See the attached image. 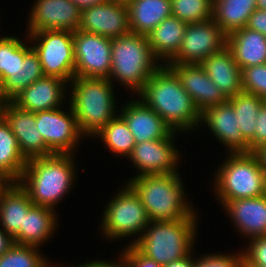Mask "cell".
<instances>
[{
  "label": "cell",
  "instance_id": "11",
  "mask_svg": "<svg viewBox=\"0 0 266 267\" xmlns=\"http://www.w3.org/2000/svg\"><path fill=\"white\" fill-rule=\"evenodd\" d=\"M73 43L75 77L109 79L112 39L78 29L73 32Z\"/></svg>",
  "mask_w": 266,
  "mask_h": 267
},
{
  "label": "cell",
  "instance_id": "24",
  "mask_svg": "<svg viewBox=\"0 0 266 267\" xmlns=\"http://www.w3.org/2000/svg\"><path fill=\"white\" fill-rule=\"evenodd\" d=\"M226 47L241 69L266 63V37L246 26L227 35Z\"/></svg>",
  "mask_w": 266,
  "mask_h": 267
},
{
  "label": "cell",
  "instance_id": "45",
  "mask_svg": "<svg viewBox=\"0 0 266 267\" xmlns=\"http://www.w3.org/2000/svg\"><path fill=\"white\" fill-rule=\"evenodd\" d=\"M75 5H77L81 10L93 6L95 4L104 3L108 0H71Z\"/></svg>",
  "mask_w": 266,
  "mask_h": 267
},
{
  "label": "cell",
  "instance_id": "47",
  "mask_svg": "<svg viewBox=\"0 0 266 267\" xmlns=\"http://www.w3.org/2000/svg\"><path fill=\"white\" fill-rule=\"evenodd\" d=\"M71 267V266H70ZM72 267H111V261H100L99 259L98 260H92L90 262H86L84 264H81V265H75V266H72Z\"/></svg>",
  "mask_w": 266,
  "mask_h": 267
},
{
  "label": "cell",
  "instance_id": "25",
  "mask_svg": "<svg viewBox=\"0 0 266 267\" xmlns=\"http://www.w3.org/2000/svg\"><path fill=\"white\" fill-rule=\"evenodd\" d=\"M187 25L177 17L170 16L147 36L152 53L165 65L178 53Z\"/></svg>",
  "mask_w": 266,
  "mask_h": 267
},
{
  "label": "cell",
  "instance_id": "15",
  "mask_svg": "<svg viewBox=\"0 0 266 267\" xmlns=\"http://www.w3.org/2000/svg\"><path fill=\"white\" fill-rule=\"evenodd\" d=\"M0 115L9 124L27 160L52 155L38 131L35 113L22 110L10 101L0 106Z\"/></svg>",
  "mask_w": 266,
  "mask_h": 267
},
{
  "label": "cell",
  "instance_id": "9",
  "mask_svg": "<svg viewBox=\"0 0 266 267\" xmlns=\"http://www.w3.org/2000/svg\"><path fill=\"white\" fill-rule=\"evenodd\" d=\"M27 36L33 42L30 44L39 57L44 75L70 83L75 77L73 32L44 30L27 32Z\"/></svg>",
  "mask_w": 266,
  "mask_h": 267
},
{
  "label": "cell",
  "instance_id": "34",
  "mask_svg": "<svg viewBox=\"0 0 266 267\" xmlns=\"http://www.w3.org/2000/svg\"><path fill=\"white\" fill-rule=\"evenodd\" d=\"M172 16L188 23L213 18V0H171Z\"/></svg>",
  "mask_w": 266,
  "mask_h": 267
},
{
  "label": "cell",
  "instance_id": "37",
  "mask_svg": "<svg viewBox=\"0 0 266 267\" xmlns=\"http://www.w3.org/2000/svg\"><path fill=\"white\" fill-rule=\"evenodd\" d=\"M243 253L234 254L215 253L203 255L195 260V267H240Z\"/></svg>",
  "mask_w": 266,
  "mask_h": 267
},
{
  "label": "cell",
  "instance_id": "2",
  "mask_svg": "<svg viewBox=\"0 0 266 267\" xmlns=\"http://www.w3.org/2000/svg\"><path fill=\"white\" fill-rule=\"evenodd\" d=\"M73 157V154H52L28 159L18 182L34 205L54 209L70 191L76 179Z\"/></svg>",
  "mask_w": 266,
  "mask_h": 267
},
{
  "label": "cell",
  "instance_id": "42",
  "mask_svg": "<svg viewBox=\"0 0 266 267\" xmlns=\"http://www.w3.org/2000/svg\"><path fill=\"white\" fill-rule=\"evenodd\" d=\"M14 239L3 228L0 229V256L14 245Z\"/></svg>",
  "mask_w": 266,
  "mask_h": 267
},
{
  "label": "cell",
  "instance_id": "48",
  "mask_svg": "<svg viewBox=\"0 0 266 267\" xmlns=\"http://www.w3.org/2000/svg\"><path fill=\"white\" fill-rule=\"evenodd\" d=\"M7 102H10V100L6 97L3 89V82L0 77V105H4Z\"/></svg>",
  "mask_w": 266,
  "mask_h": 267
},
{
  "label": "cell",
  "instance_id": "8",
  "mask_svg": "<svg viewBox=\"0 0 266 267\" xmlns=\"http://www.w3.org/2000/svg\"><path fill=\"white\" fill-rule=\"evenodd\" d=\"M124 187L108 202L101 221L102 234L112 240L141 236L150 223L138 195L127 183Z\"/></svg>",
  "mask_w": 266,
  "mask_h": 267
},
{
  "label": "cell",
  "instance_id": "39",
  "mask_svg": "<svg viewBox=\"0 0 266 267\" xmlns=\"http://www.w3.org/2000/svg\"><path fill=\"white\" fill-rule=\"evenodd\" d=\"M250 242L243 250V256L252 263L266 267V236H260L249 239Z\"/></svg>",
  "mask_w": 266,
  "mask_h": 267
},
{
  "label": "cell",
  "instance_id": "50",
  "mask_svg": "<svg viewBox=\"0 0 266 267\" xmlns=\"http://www.w3.org/2000/svg\"><path fill=\"white\" fill-rule=\"evenodd\" d=\"M256 9L266 11V0H256Z\"/></svg>",
  "mask_w": 266,
  "mask_h": 267
},
{
  "label": "cell",
  "instance_id": "20",
  "mask_svg": "<svg viewBox=\"0 0 266 267\" xmlns=\"http://www.w3.org/2000/svg\"><path fill=\"white\" fill-rule=\"evenodd\" d=\"M67 82L56 78L44 76L16 95L11 102L18 108L33 113L60 108L66 92ZM62 102V103H61Z\"/></svg>",
  "mask_w": 266,
  "mask_h": 267
},
{
  "label": "cell",
  "instance_id": "10",
  "mask_svg": "<svg viewBox=\"0 0 266 267\" xmlns=\"http://www.w3.org/2000/svg\"><path fill=\"white\" fill-rule=\"evenodd\" d=\"M226 44L227 35L213 18L188 23L178 53L167 64H200Z\"/></svg>",
  "mask_w": 266,
  "mask_h": 267
},
{
  "label": "cell",
  "instance_id": "28",
  "mask_svg": "<svg viewBox=\"0 0 266 267\" xmlns=\"http://www.w3.org/2000/svg\"><path fill=\"white\" fill-rule=\"evenodd\" d=\"M256 0H213V20L226 35L247 26Z\"/></svg>",
  "mask_w": 266,
  "mask_h": 267
},
{
  "label": "cell",
  "instance_id": "5",
  "mask_svg": "<svg viewBox=\"0 0 266 267\" xmlns=\"http://www.w3.org/2000/svg\"><path fill=\"white\" fill-rule=\"evenodd\" d=\"M197 213L177 222H153L131 244L144 256L162 266L193 253Z\"/></svg>",
  "mask_w": 266,
  "mask_h": 267
},
{
  "label": "cell",
  "instance_id": "29",
  "mask_svg": "<svg viewBox=\"0 0 266 267\" xmlns=\"http://www.w3.org/2000/svg\"><path fill=\"white\" fill-rule=\"evenodd\" d=\"M27 161L9 124L0 115V172L18 182Z\"/></svg>",
  "mask_w": 266,
  "mask_h": 267
},
{
  "label": "cell",
  "instance_id": "41",
  "mask_svg": "<svg viewBox=\"0 0 266 267\" xmlns=\"http://www.w3.org/2000/svg\"><path fill=\"white\" fill-rule=\"evenodd\" d=\"M266 37V11L255 9L251 14L247 26Z\"/></svg>",
  "mask_w": 266,
  "mask_h": 267
},
{
  "label": "cell",
  "instance_id": "14",
  "mask_svg": "<svg viewBox=\"0 0 266 267\" xmlns=\"http://www.w3.org/2000/svg\"><path fill=\"white\" fill-rule=\"evenodd\" d=\"M31 9L26 30L28 32H74L80 27L81 9L71 0H36Z\"/></svg>",
  "mask_w": 266,
  "mask_h": 267
},
{
  "label": "cell",
  "instance_id": "19",
  "mask_svg": "<svg viewBox=\"0 0 266 267\" xmlns=\"http://www.w3.org/2000/svg\"><path fill=\"white\" fill-rule=\"evenodd\" d=\"M119 115L125 120L135 138L136 144L171 137L175 131L157 112L145 105L140 99L125 103Z\"/></svg>",
  "mask_w": 266,
  "mask_h": 267
},
{
  "label": "cell",
  "instance_id": "4",
  "mask_svg": "<svg viewBox=\"0 0 266 267\" xmlns=\"http://www.w3.org/2000/svg\"><path fill=\"white\" fill-rule=\"evenodd\" d=\"M70 105L78 127L85 136L98 133L118 114L112 82L107 78L74 77Z\"/></svg>",
  "mask_w": 266,
  "mask_h": 267
},
{
  "label": "cell",
  "instance_id": "12",
  "mask_svg": "<svg viewBox=\"0 0 266 267\" xmlns=\"http://www.w3.org/2000/svg\"><path fill=\"white\" fill-rule=\"evenodd\" d=\"M70 111L57 108L35 112L36 125L52 154H72L80 137H85L77 124L71 105Z\"/></svg>",
  "mask_w": 266,
  "mask_h": 267
},
{
  "label": "cell",
  "instance_id": "52",
  "mask_svg": "<svg viewBox=\"0 0 266 267\" xmlns=\"http://www.w3.org/2000/svg\"><path fill=\"white\" fill-rule=\"evenodd\" d=\"M111 267H124L121 262L117 261L114 263L111 261Z\"/></svg>",
  "mask_w": 266,
  "mask_h": 267
},
{
  "label": "cell",
  "instance_id": "43",
  "mask_svg": "<svg viewBox=\"0 0 266 267\" xmlns=\"http://www.w3.org/2000/svg\"><path fill=\"white\" fill-rule=\"evenodd\" d=\"M193 255L190 253L184 258L172 261L163 265L162 267H195V259H192Z\"/></svg>",
  "mask_w": 266,
  "mask_h": 267
},
{
  "label": "cell",
  "instance_id": "7",
  "mask_svg": "<svg viewBox=\"0 0 266 267\" xmlns=\"http://www.w3.org/2000/svg\"><path fill=\"white\" fill-rule=\"evenodd\" d=\"M228 156L214 176V191L221 205L235 199L264 196L266 174L256 155L249 152L229 153Z\"/></svg>",
  "mask_w": 266,
  "mask_h": 267
},
{
  "label": "cell",
  "instance_id": "31",
  "mask_svg": "<svg viewBox=\"0 0 266 267\" xmlns=\"http://www.w3.org/2000/svg\"><path fill=\"white\" fill-rule=\"evenodd\" d=\"M94 136L101 137L106 147L114 154L128 157L136 142L125 120L117 115Z\"/></svg>",
  "mask_w": 266,
  "mask_h": 267
},
{
  "label": "cell",
  "instance_id": "44",
  "mask_svg": "<svg viewBox=\"0 0 266 267\" xmlns=\"http://www.w3.org/2000/svg\"><path fill=\"white\" fill-rule=\"evenodd\" d=\"M14 183L15 181L11 177L0 172V201Z\"/></svg>",
  "mask_w": 266,
  "mask_h": 267
},
{
  "label": "cell",
  "instance_id": "27",
  "mask_svg": "<svg viewBox=\"0 0 266 267\" xmlns=\"http://www.w3.org/2000/svg\"><path fill=\"white\" fill-rule=\"evenodd\" d=\"M28 192L15 182L0 201V223L12 237L23 226L24 215L33 206Z\"/></svg>",
  "mask_w": 266,
  "mask_h": 267
},
{
  "label": "cell",
  "instance_id": "21",
  "mask_svg": "<svg viewBox=\"0 0 266 267\" xmlns=\"http://www.w3.org/2000/svg\"><path fill=\"white\" fill-rule=\"evenodd\" d=\"M223 208L243 236L248 239L266 236V194L231 200Z\"/></svg>",
  "mask_w": 266,
  "mask_h": 267
},
{
  "label": "cell",
  "instance_id": "23",
  "mask_svg": "<svg viewBox=\"0 0 266 267\" xmlns=\"http://www.w3.org/2000/svg\"><path fill=\"white\" fill-rule=\"evenodd\" d=\"M54 210L33 205L24 215L23 226L13 236L14 243L39 247L47 242L53 236L58 222Z\"/></svg>",
  "mask_w": 266,
  "mask_h": 267
},
{
  "label": "cell",
  "instance_id": "54",
  "mask_svg": "<svg viewBox=\"0 0 266 267\" xmlns=\"http://www.w3.org/2000/svg\"><path fill=\"white\" fill-rule=\"evenodd\" d=\"M264 105L266 107V98L263 99Z\"/></svg>",
  "mask_w": 266,
  "mask_h": 267
},
{
  "label": "cell",
  "instance_id": "49",
  "mask_svg": "<svg viewBox=\"0 0 266 267\" xmlns=\"http://www.w3.org/2000/svg\"><path fill=\"white\" fill-rule=\"evenodd\" d=\"M240 267H262L255 263L249 262L243 255L240 262Z\"/></svg>",
  "mask_w": 266,
  "mask_h": 267
},
{
  "label": "cell",
  "instance_id": "51",
  "mask_svg": "<svg viewBox=\"0 0 266 267\" xmlns=\"http://www.w3.org/2000/svg\"><path fill=\"white\" fill-rule=\"evenodd\" d=\"M108 1L128 7L132 3L133 0H108Z\"/></svg>",
  "mask_w": 266,
  "mask_h": 267
},
{
  "label": "cell",
  "instance_id": "18",
  "mask_svg": "<svg viewBox=\"0 0 266 267\" xmlns=\"http://www.w3.org/2000/svg\"><path fill=\"white\" fill-rule=\"evenodd\" d=\"M200 123L207 125L229 153H249V143L241 134L233 105L228 100L201 112Z\"/></svg>",
  "mask_w": 266,
  "mask_h": 267
},
{
  "label": "cell",
  "instance_id": "1",
  "mask_svg": "<svg viewBox=\"0 0 266 267\" xmlns=\"http://www.w3.org/2000/svg\"><path fill=\"white\" fill-rule=\"evenodd\" d=\"M137 94L140 100L157 112L177 134L180 131H191L201 125L200 111L181 86L176 74L164 63Z\"/></svg>",
  "mask_w": 266,
  "mask_h": 267
},
{
  "label": "cell",
  "instance_id": "40",
  "mask_svg": "<svg viewBox=\"0 0 266 267\" xmlns=\"http://www.w3.org/2000/svg\"><path fill=\"white\" fill-rule=\"evenodd\" d=\"M254 137L248 142L249 152L254 153L262 146H266V107L263 105L256 117Z\"/></svg>",
  "mask_w": 266,
  "mask_h": 267
},
{
  "label": "cell",
  "instance_id": "30",
  "mask_svg": "<svg viewBox=\"0 0 266 267\" xmlns=\"http://www.w3.org/2000/svg\"><path fill=\"white\" fill-rule=\"evenodd\" d=\"M44 76L39 57L31 48L24 55V59H19L17 68L3 82L4 93L11 101L22 90Z\"/></svg>",
  "mask_w": 266,
  "mask_h": 267
},
{
  "label": "cell",
  "instance_id": "13",
  "mask_svg": "<svg viewBox=\"0 0 266 267\" xmlns=\"http://www.w3.org/2000/svg\"><path fill=\"white\" fill-rule=\"evenodd\" d=\"M173 138L175 139V134L171 137L135 144L128 156L139 171L135 177L177 172L181 154L174 147Z\"/></svg>",
  "mask_w": 266,
  "mask_h": 267
},
{
  "label": "cell",
  "instance_id": "17",
  "mask_svg": "<svg viewBox=\"0 0 266 267\" xmlns=\"http://www.w3.org/2000/svg\"><path fill=\"white\" fill-rule=\"evenodd\" d=\"M177 76L181 86L191 96L201 112L206 108L225 103L228 99L206 74L201 64H166Z\"/></svg>",
  "mask_w": 266,
  "mask_h": 267
},
{
  "label": "cell",
  "instance_id": "6",
  "mask_svg": "<svg viewBox=\"0 0 266 267\" xmlns=\"http://www.w3.org/2000/svg\"><path fill=\"white\" fill-rule=\"evenodd\" d=\"M111 52L109 80L112 82L115 79L135 93L143 88L150 76L162 65L152 53L145 35L130 32L114 38Z\"/></svg>",
  "mask_w": 266,
  "mask_h": 267
},
{
  "label": "cell",
  "instance_id": "35",
  "mask_svg": "<svg viewBox=\"0 0 266 267\" xmlns=\"http://www.w3.org/2000/svg\"><path fill=\"white\" fill-rule=\"evenodd\" d=\"M38 248L14 244L0 256V267H41L47 259L39 253Z\"/></svg>",
  "mask_w": 266,
  "mask_h": 267
},
{
  "label": "cell",
  "instance_id": "32",
  "mask_svg": "<svg viewBox=\"0 0 266 267\" xmlns=\"http://www.w3.org/2000/svg\"><path fill=\"white\" fill-rule=\"evenodd\" d=\"M228 101L233 105L242 136L249 142L254 137L256 117L264 105L263 99L254 94L241 92Z\"/></svg>",
  "mask_w": 266,
  "mask_h": 267
},
{
  "label": "cell",
  "instance_id": "38",
  "mask_svg": "<svg viewBox=\"0 0 266 267\" xmlns=\"http://www.w3.org/2000/svg\"><path fill=\"white\" fill-rule=\"evenodd\" d=\"M118 257L124 267H162L161 264L141 254L132 244L127 245Z\"/></svg>",
  "mask_w": 266,
  "mask_h": 267
},
{
  "label": "cell",
  "instance_id": "16",
  "mask_svg": "<svg viewBox=\"0 0 266 267\" xmlns=\"http://www.w3.org/2000/svg\"><path fill=\"white\" fill-rule=\"evenodd\" d=\"M79 30L114 39L130 33L128 7L104 2L81 10Z\"/></svg>",
  "mask_w": 266,
  "mask_h": 267
},
{
  "label": "cell",
  "instance_id": "22",
  "mask_svg": "<svg viewBox=\"0 0 266 267\" xmlns=\"http://www.w3.org/2000/svg\"><path fill=\"white\" fill-rule=\"evenodd\" d=\"M200 64L227 99L243 92L241 68L227 47L204 59Z\"/></svg>",
  "mask_w": 266,
  "mask_h": 267
},
{
  "label": "cell",
  "instance_id": "26",
  "mask_svg": "<svg viewBox=\"0 0 266 267\" xmlns=\"http://www.w3.org/2000/svg\"><path fill=\"white\" fill-rule=\"evenodd\" d=\"M170 16L171 0H133L128 6L130 31L139 35L148 36Z\"/></svg>",
  "mask_w": 266,
  "mask_h": 267
},
{
  "label": "cell",
  "instance_id": "46",
  "mask_svg": "<svg viewBox=\"0 0 266 267\" xmlns=\"http://www.w3.org/2000/svg\"><path fill=\"white\" fill-rule=\"evenodd\" d=\"M254 154L259 160L260 166L263 168L264 173L266 174V146H262L257 149Z\"/></svg>",
  "mask_w": 266,
  "mask_h": 267
},
{
  "label": "cell",
  "instance_id": "33",
  "mask_svg": "<svg viewBox=\"0 0 266 267\" xmlns=\"http://www.w3.org/2000/svg\"><path fill=\"white\" fill-rule=\"evenodd\" d=\"M32 48L18 37L3 36L0 38V77L4 82L13 72L24 55Z\"/></svg>",
  "mask_w": 266,
  "mask_h": 267
},
{
  "label": "cell",
  "instance_id": "36",
  "mask_svg": "<svg viewBox=\"0 0 266 267\" xmlns=\"http://www.w3.org/2000/svg\"><path fill=\"white\" fill-rule=\"evenodd\" d=\"M241 71L243 92L266 98V63L245 67Z\"/></svg>",
  "mask_w": 266,
  "mask_h": 267
},
{
  "label": "cell",
  "instance_id": "3",
  "mask_svg": "<svg viewBox=\"0 0 266 267\" xmlns=\"http://www.w3.org/2000/svg\"><path fill=\"white\" fill-rule=\"evenodd\" d=\"M178 172L131 177L127 184L145 207L150 221L177 222L189 219L195 212L185 199Z\"/></svg>",
  "mask_w": 266,
  "mask_h": 267
},
{
  "label": "cell",
  "instance_id": "53",
  "mask_svg": "<svg viewBox=\"0 0 266 267\" xmlns=\"http://www.w3.org/2000/svg\"><path fill=\"white\" fill-rule=\"evenodd\" d=\"M49 263H50L49 260H47L41 267H53L52 264Z\"/></svg>",
  "mask_w": 266,
  "mask_h": 267
}]
</instances>
